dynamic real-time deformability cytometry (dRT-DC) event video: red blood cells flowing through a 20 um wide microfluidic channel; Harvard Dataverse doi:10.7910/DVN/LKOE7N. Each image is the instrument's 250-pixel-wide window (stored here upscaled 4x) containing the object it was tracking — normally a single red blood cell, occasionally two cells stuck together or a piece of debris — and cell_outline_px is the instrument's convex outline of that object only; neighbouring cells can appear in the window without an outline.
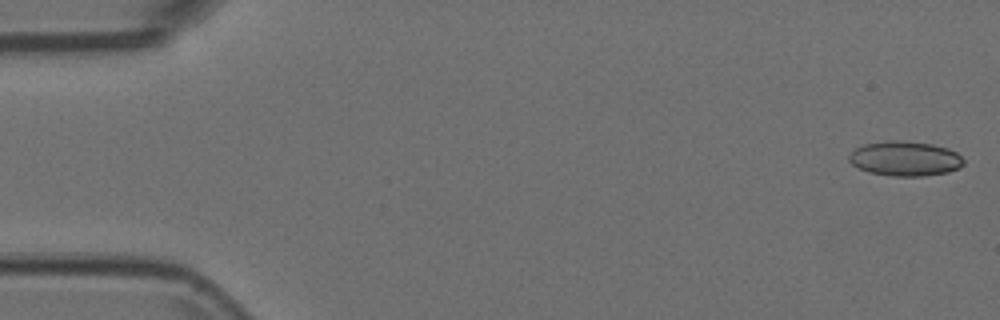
{"species": "Egyptian fruit bat (a non-hibernating species)", "species_latin": "Rousettus aegyptiacus", "temperature_condition": "room temperature", "stored_images_in_passage": 17, "camera_frame_rate_fps": 3000, "um_per_image_px": 0.085, "animal": {"sex": "female"}, "frame": {"image": 1, "passage_image": 1, "time_ms": 0.0, "image_size_px": [1000, 320], "cell_outline_px": [[964, 164], [960, 168], [948, 172], [924, 176], [892, 176], [868, 172], [852, 164], [848, 160], [848, 156], [856, 148], [864, 144], [888, 140], [900, 140], [932, 144], [948, 148], [956, 152], [964, 160]], "centroid_in_image_um": [76.94, 13.48], "position_along_channel_um": 8.1, "area_um2": 23.29}}
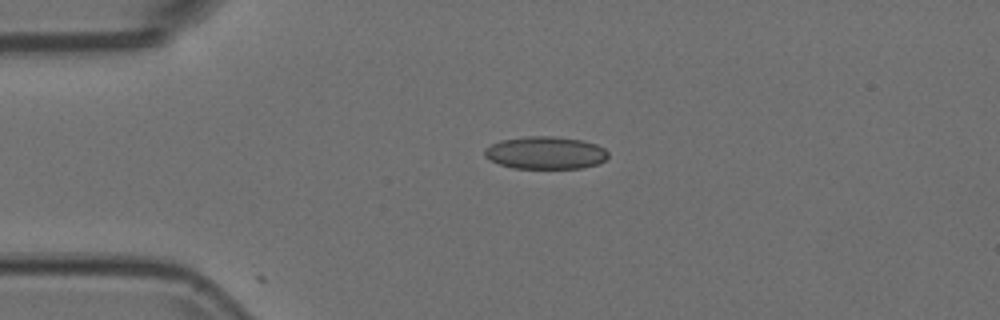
{"frame": {"image": 2, "passage_image": 12, "time_ms": 3.667, "image_size_px": [1000, 320], "cell_outline_px": [[608, 156], [604, 160], [596, 164], [580, 168], [512, 168], [500, 164], [484, 156], [484, 148], [500, 140], [524, 136], [556, 136], [580, 140], [596, 144], [604, 148], [608, 152]], "centroid_in_image_um": [46.34, 12.98], "position_along_channel_um": 38.7, "area_um2": 23.41}}
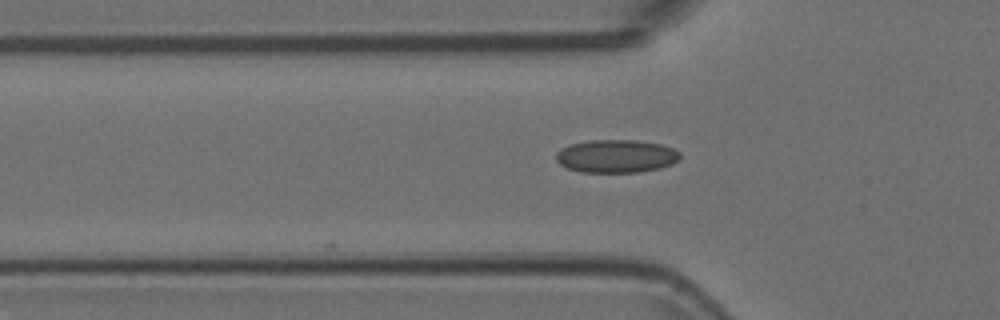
{"frame": {"image": 3, "passage_image": 17, "time_ms": 5.333, "image_size_px": [1000, 320], "cell_outline_px": [[680, 160], [672, 164], [660, 168], [640, 172], [580, 172], [568, 168], [560, 164], [556, 160], [556, 152], [560, 148], [568, 144], [588, 140], [636, 140], [660, 144], [672, 148], [680, 152]], "centroid_in_image_um": [52.36, 13.27], "position_along_channel_um": 73.4, "area_um2": 24.1}}